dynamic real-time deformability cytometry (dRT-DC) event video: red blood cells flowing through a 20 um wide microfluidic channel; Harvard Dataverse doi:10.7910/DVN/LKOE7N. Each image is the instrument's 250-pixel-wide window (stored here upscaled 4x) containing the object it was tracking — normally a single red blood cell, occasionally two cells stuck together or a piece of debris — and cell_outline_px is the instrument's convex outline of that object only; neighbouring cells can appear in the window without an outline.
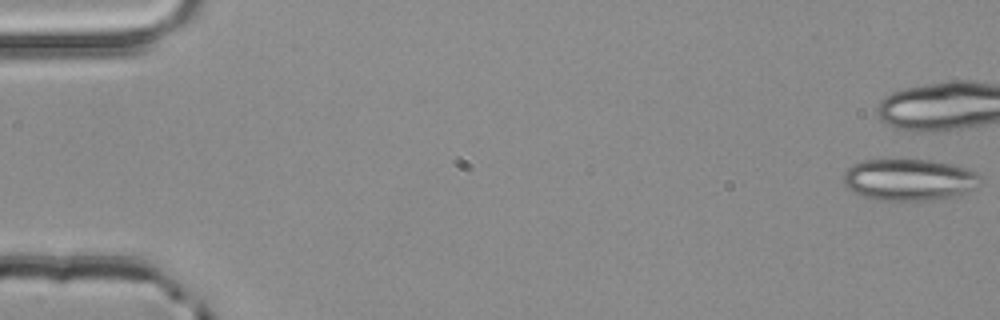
{"species": "common noctule bat (a hibernating species)", "species_latin": "Nyctalus noctula", "temperature_condition": "room temperature", "stored_images_in_passage": 5, "camera_frame_rate_fps": 3000, "um_per_image_px": 0.085, "animal": {"sex": "male", "body_mass_g": 20.4}, "frame": {"image": 1, "passage_image": 1, "time_ms": 0.0, "image_size_px": [1000, 320], "cell_outline_px": [[980, 188], [968, 192], [952, 196], [928, 200], [884, 200], [864, 196], [852, 192], [844, 184], [844, 172], [848, 168], [864, 160], [884, 156], [900, 156], [932, 160], [952, 164], [976, 172], [980, 176]], "centroid_in_image_um": [77.27, 15.21], "position_along_channel_um": 7.7, "area_um2": 34.28}}